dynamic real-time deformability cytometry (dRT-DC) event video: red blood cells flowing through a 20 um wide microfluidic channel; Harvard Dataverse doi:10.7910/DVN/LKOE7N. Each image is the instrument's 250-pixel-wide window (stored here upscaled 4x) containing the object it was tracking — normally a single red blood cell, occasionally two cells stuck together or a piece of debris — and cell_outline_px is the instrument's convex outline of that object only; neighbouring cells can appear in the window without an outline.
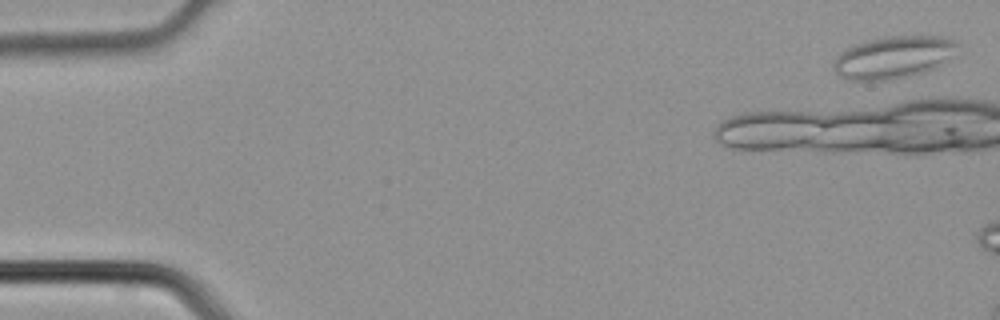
{"species": "common noctule bat (a hibernating species)", "species_latin": "Nyctalus noctula", "temperature_condition": "cold", "stored_images_in_passage": 6, "camera_frame_rate_fps": 3000, "um_per_image_px": 0.085, "animal": {"sex": "male", "body_mass_g": 21.5, "forearm_length_mm": 52.0}, "frame": {"image": 1, "passage_image": 1, "time_ms": 0.0, "image_size_px": [1000, 320], "cell_outline_px": [[960, 44], [936, 68], [924, 72], [888, 80], [848, 80], [840, 76], [832, 68], [832, 64], [836, 56], [844, 48], [868, 40], [884, 36], [944, 36], [956, 40]], "centroid_in_image_um": [75.88, 4.85], "position_along_channel_um": 9.1, "area_um2": 30.46}}